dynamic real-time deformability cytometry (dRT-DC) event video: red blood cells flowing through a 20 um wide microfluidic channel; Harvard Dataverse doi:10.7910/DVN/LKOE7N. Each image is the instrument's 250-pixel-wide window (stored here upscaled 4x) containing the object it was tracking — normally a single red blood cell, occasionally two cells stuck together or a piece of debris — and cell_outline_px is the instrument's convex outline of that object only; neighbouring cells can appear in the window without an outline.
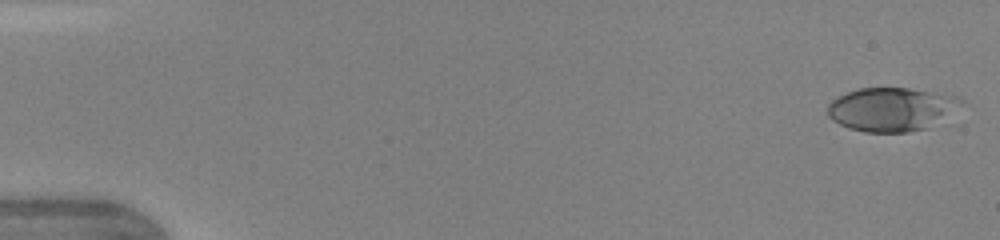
{"species": "human", "species_latin": "Homo sapiens", "temperature_condition": "warm", "stored_images_in_passage": 46, "camera_frame_rate_fps": 3000, "um_per_image_px": 0.085, "donor": {"sex": "female"}, "frame": {"image": 1, "passage_image": 1, "time_ms": 0.0, "image_size_px": [1000, 240], "cell_outline_px": [[968, 104], [928, 128], [908, 132], [864, 132], [848, 128], [832, 120], [828, 116], [828, 104], [832, 100], [848, 92], [860, 88], [908, 88], [956, 96], [964, 100]], "centroid_in_image_um": [75.83, 9.29], "position_along_channel_um": 9.2, "area_um2": 34.16}}
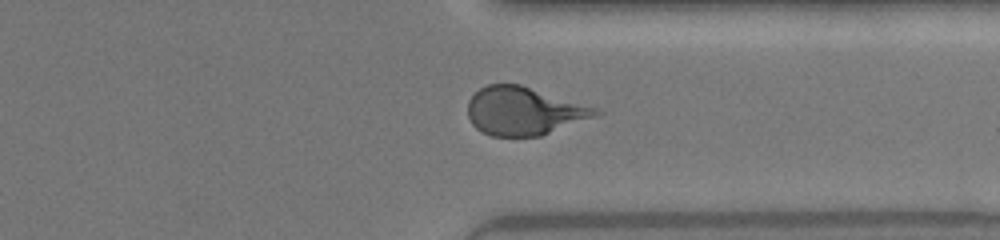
{"frame": {"image": 2, "passage_image": 36, "time_ms": 11.667, "image_size_px": [1000, 240], "cell_outline_px": [[604, 112], [596, 116], [540, 136], [492, 136], [480, 132], [472, 124], [468, 116], [468, 100], [480, 88], [488, 84], [520, 84], [596, 108]], "centroid_in_image_um": [44.5, 9.44], "position_along_channel_um": 366.9, "area_um2": 35.6}}
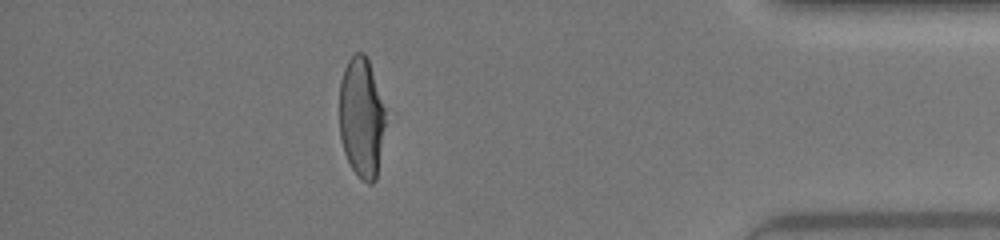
{"frame": {"image": 3, "passage_image": 41, "time_ms": 13.333, "image_size_px": [1000, 240], "cell_outline_px": [[396, 116], [376, 180], [372, 184], [368, 184], [352, 168], [344, 152], [340, 140], [340, 80], [344, 68], [348, 60], [356, 52], [364, 52], [368, 56]], "centroid_in_image_um": [30.96, 9.96], "position_along_channel_um": 404.2, "area_um2": 36.59}}